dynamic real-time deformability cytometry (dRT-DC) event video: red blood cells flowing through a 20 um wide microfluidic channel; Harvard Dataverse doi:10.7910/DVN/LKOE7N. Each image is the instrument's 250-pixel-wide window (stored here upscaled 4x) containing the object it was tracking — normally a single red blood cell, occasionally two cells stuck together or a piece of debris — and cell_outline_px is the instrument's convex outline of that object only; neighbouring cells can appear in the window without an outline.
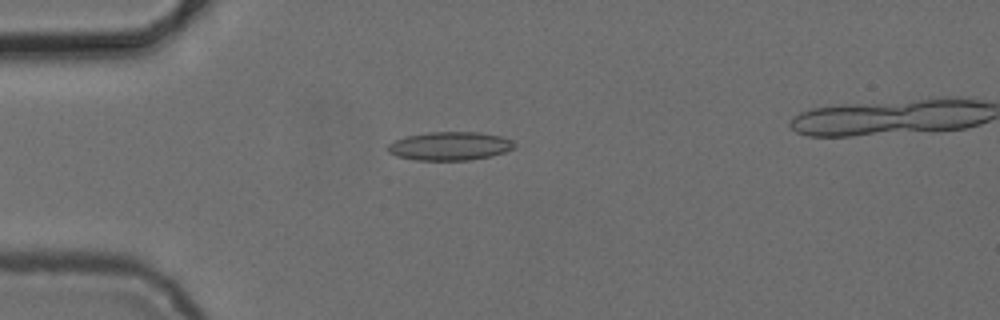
{"species": "common noctule bat (a hibernating species)", "species_latin": "Nyctalus noctula", "temperature_condition": "cold", "stored_images_in_passage": 6, "camera_frame_rate_fps": 3000, "um_per_image_px": 0.085, "animal": {"sex": "female", "body_mass_g": 24.6, "forearm_length_mm": 56.2}, "frame": {"image": 1, "passage_image": 4, "time_ms": 3.667, "image_size_px": [1000, 320], "cell_outline_px": [[516, 144], [512, 148], [504, 152], [492, 156], [472, 160], [416, 160], [396, 156], [388, 152], [388, 144], [404, 136], [428, 132], [480, 132], [500, 136], [512, 140]], "centroid_in_image_um": [38.23, 12.41], "position_along_channel_um": 46.8, "area_um2": 21.1}}
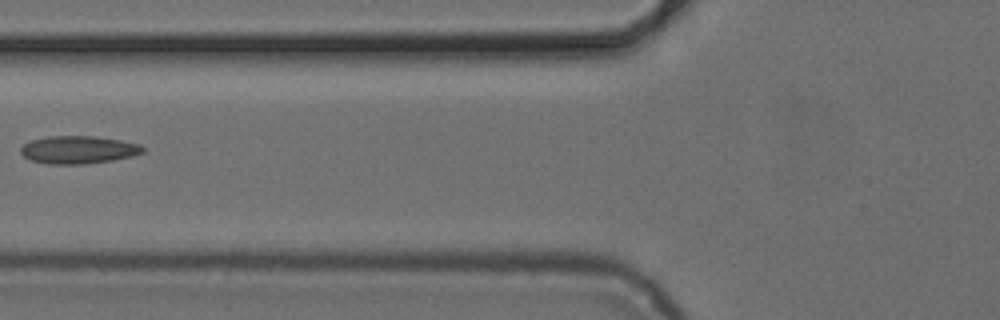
{"frame": {"image": 2, "passage_image": 6, "time_ms": 6.0, "image_size_px": [1000, 320], "cell_outline_px": [[144, 152], [132, 156], [112, 160], [84, 164], [48, 164], [32, 160], [24, 156], [20, 152], [20, 148], [24, 144], [32, 140], [48, 136], [96, 136], [120, 140], [140, 144], [144, 148]], "centroid_in_image_um": [6.67, 12.72], "position_along_channel_um": 119.1, "area_um2": 19.71}}